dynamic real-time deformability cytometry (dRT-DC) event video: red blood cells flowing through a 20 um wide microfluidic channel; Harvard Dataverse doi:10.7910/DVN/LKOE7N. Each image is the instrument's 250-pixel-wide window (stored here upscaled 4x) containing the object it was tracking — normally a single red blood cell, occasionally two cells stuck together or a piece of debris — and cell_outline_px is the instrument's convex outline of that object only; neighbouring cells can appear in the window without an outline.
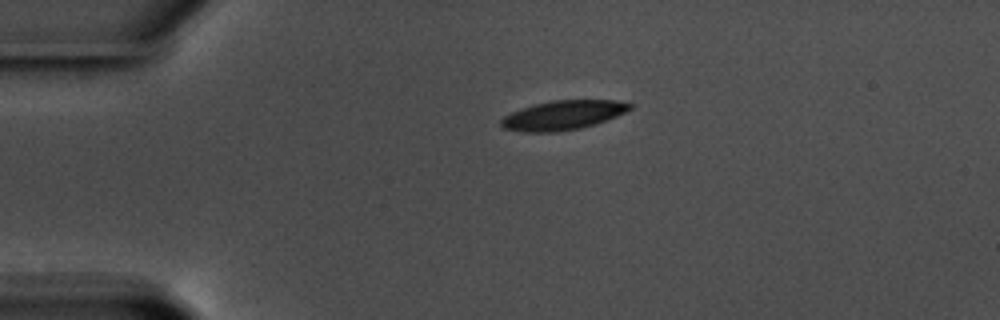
{"species": "common noctule bat (a hibernating species)", "species_latin": "Nyctalus noctula", "temperature_condition": "warm", "stored_images_in_passage": 46, "camera_frame_rate_fps": 3000, "um_per_image_px": 0.085, "animal": {"sex": "male", "body_mass_g": 17.5, "forearm_length_mm": 52.3}, "frame": {"image": 1, "passage_image": 1, "time_ms": 0.0, "image_size_px": [1000, 320], "cell_outline_px": [[632, 108], [608, 120], [596, 124], [580, 128], [556, 132], [520, 132], [504, 128], [500, 124], [500, 120], [504, 116], [512, 112], [536, 104], [552, 100], [616, 100], [632, 104]], "centroid_in_image_um": [47.86, 9.8], "position_along_channel_um": 37.1, "area_um2": 21.91}}
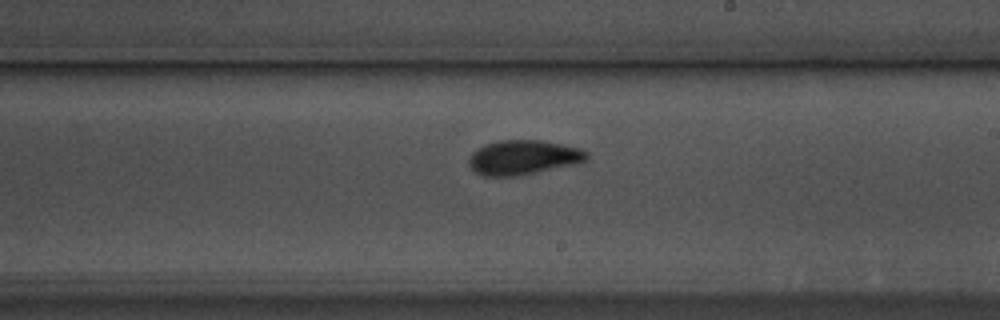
{"frame": {"image": 2, "passage_image": 22, "time_ms": 7.0, "image_size_px": [1000, 320], "cell_outline_px": [[588, 160], [576, 164], [516, 176], [484, 176], [476, 172], [468, 164], [468, 160], [472, 152], [484, 144], [500, 140], [540, 140], [580, 148], [588, 152]], "centroid_in_image_um": [44.48, 13.38], "position_along_channel_um": 244.5, "area_um2": 23.7}}
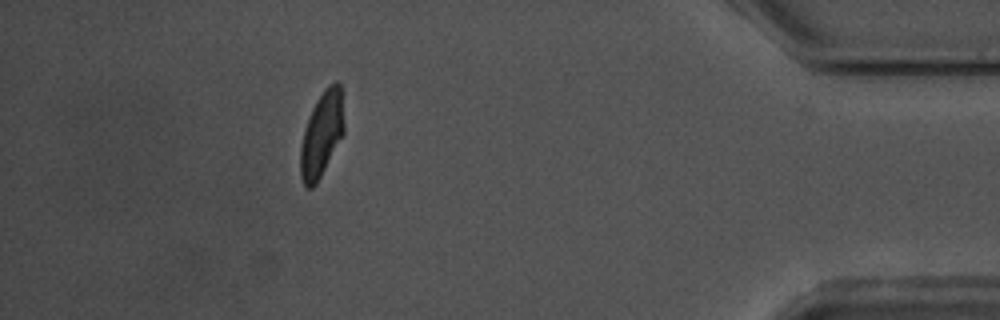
{"frame": {"image": 3, "passage_image": 40, "time_ms": 13.0, "image_size_px": [1000, 320], "cell_outline_px": [[344, 132], [316, 184], [312, 188], [308, 188], [304, 184], [300, 176], [300, 148], [304, 128], [312, 108], [316, 100], [324, 88], [328, 84], [336, 80], [340, 84], [344, 124]], "centroid_in_image_um": [27.33, 11.38], "position_along_channel_um": 407.9, "area_um2": 21.5}, "authors_computed_cell_mechanics": {"area_um2": 22.6865, "velocity_mm_per_s": 3.5396, "shape_relaxation_time_tau1_ms": 2.6835, "shape_relaxation_time_tau2_ms": 2.2503, "deformation_change_tau1": 0.1273, "deformation_change_tau2": 0.0797}}